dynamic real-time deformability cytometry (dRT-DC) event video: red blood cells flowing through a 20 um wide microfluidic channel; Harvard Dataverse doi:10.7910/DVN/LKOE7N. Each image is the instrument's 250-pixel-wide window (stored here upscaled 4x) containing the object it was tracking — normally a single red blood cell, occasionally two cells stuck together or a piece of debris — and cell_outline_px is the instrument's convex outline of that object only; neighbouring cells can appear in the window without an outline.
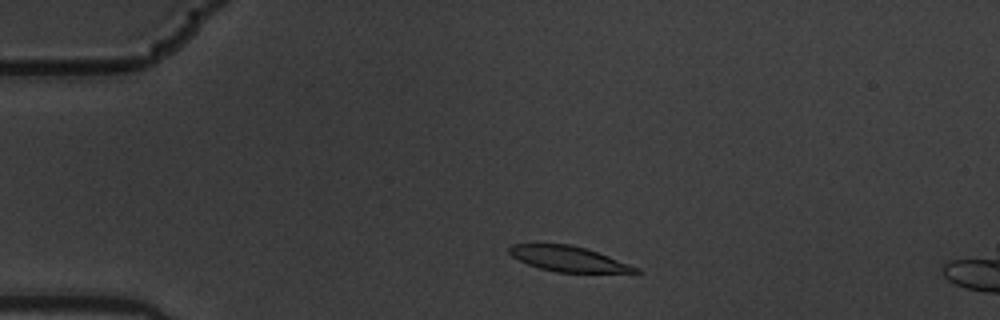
{"species": "common noctule bat (a hibernating species)", "species_latin": "Nyctalus noctula", "temperature_condition": "warm", "stored_images_in_passage": 50, "camera_frame_rate_fps": 3000, "um_per_image_px": 0.085, "animal": {"sex": "male", "body_mass_g": 19.5, "forearm_length_mm": 54.6}, "frame": {"image": 1, "passage_image": 5, "time_ms": 1.333, "image_size_px": [1000, 320], "cell_outline_px": [[644, 272], [556, 272], [540, 268], [528, 264], [512, 256], [508, 252], [508, 244], [568, 244], [584, 248], [608, 256], [640, 268]], "centroid_in_image_um": [48.29, 22.0], "position_along_channel_um": 36.7, "area_um2": 18.32}}
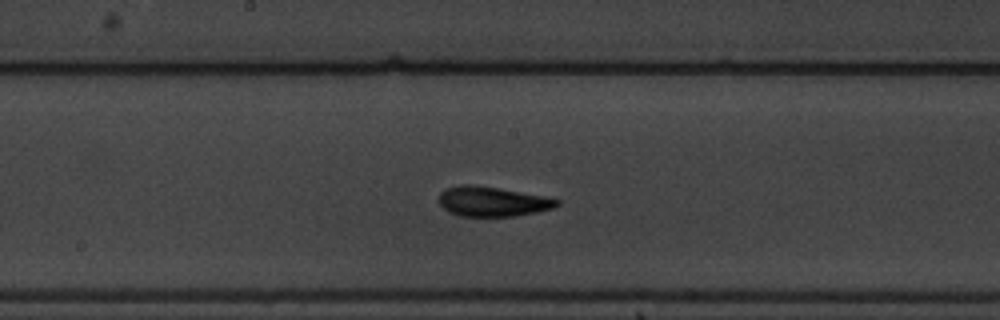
{"frame": {"image": 2, "passage_image": 23, "time_ms": 7.333, "image_size_px": [1000, 320], "cell_outline_px": [[560, 204], [552, 208], [536, 212], [516, 216], [460, 216], [448, 212], [440, 204], [440, 192], [448, 188], [460, 184], [472, 184], [544, 196], [560, 200]], "centroid_in_image_um": [41.84, 17.13], "position_along_channel_um": 206.4, "area_um2": 20.29}}
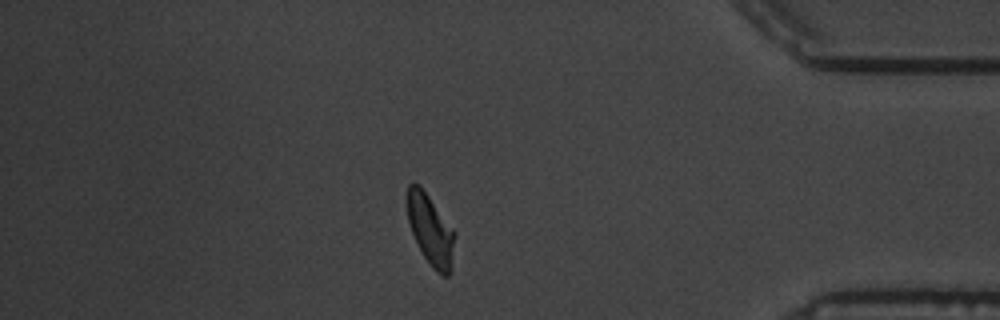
{"frame": {"image": 3, "passage_image": 42, "time_ms": 13.667, "image_size_px": [1000, 320], "cell_outline_px": [[456, 236], [448, 276], [444, 276], [436, 272], [432, 268], [424, 256], [412, 232], [408, 220], [404, 204], [408, 184], [412, 180], [428, 196], [456, 232]], "centroid_in_image_um": [36.55, 19.49], "position_along_channel_um": 398.6, "area_um2": 19.48}, "authors_computed_cell_mechanics": {"area_um2": 19.9988, "velocity_mm_per_s": 3.5334, "shape_relaxation_time_tau1_ms": 4.3831, "shape_relaxation_time_tau2_ms": 2.4789, "deformation_change_tau1": 0.1867, "deformation_change_tau2": 0.0749}}